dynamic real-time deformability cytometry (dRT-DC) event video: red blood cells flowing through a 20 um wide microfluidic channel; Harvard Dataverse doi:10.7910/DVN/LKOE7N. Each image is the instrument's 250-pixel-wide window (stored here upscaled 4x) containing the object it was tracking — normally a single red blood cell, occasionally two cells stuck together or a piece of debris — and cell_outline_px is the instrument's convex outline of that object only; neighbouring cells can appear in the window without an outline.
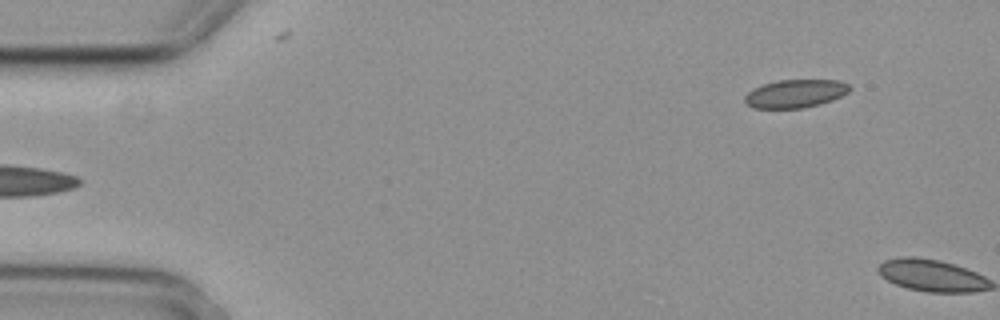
{"species": "common noctule bat (a hibernating species)", "species_latin": "Nyctalus noctula", "temperature_condition": "cold", "stored_images_in_passage": 5, "segment_of_instrument_passage": [2, 2], "camera_frame_rate_fps": 3000, "um_per_image_px": 0.085, "animal": {"sex": "female", "body_mass_g": 29.2, "forearm_length_mm": 56.3}, "frame": {"image": 1, "passage_image": 5, "time_ms": 1.333, "image_size_px": [1000, 320], "cell_outline_px": [[852, 88], [848, 92], [832, 100], [820, 104], [804, 108], [752, 108], [744, 100], [744, 96], [752, 88], [776, 80], [840, 80], [848, 84]], "centroid_in_image_um": [67.6, 7.95], "position_along_channel_um": 17.4, "area_um2": 17.28}}